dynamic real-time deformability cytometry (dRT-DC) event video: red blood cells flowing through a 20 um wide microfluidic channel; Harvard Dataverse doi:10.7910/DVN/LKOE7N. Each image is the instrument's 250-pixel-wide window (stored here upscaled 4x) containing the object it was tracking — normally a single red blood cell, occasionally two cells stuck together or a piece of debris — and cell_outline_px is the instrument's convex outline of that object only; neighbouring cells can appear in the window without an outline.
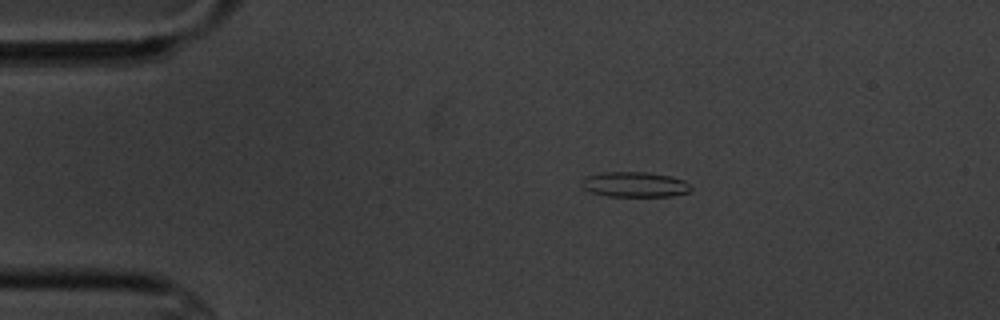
{"species": "common noctule bat (a hibernating species)", "species_latin": "Nyctalus noctula", "temperature_condition": "cold", "stored_images_in_passage": 5, "camera_frame_rate_fps": 3000, "um_per_image_px": 0.085, "animal": {"sex": "male", "body_mass_g": 20.1, "forearm_length_mm": 53.5}, "frame": {"image": 1, "passage_image": 1, "time_ms": 0.0, "image_size_px": [1000, 320], "cell_outline_px": [[692, 188], [688, 192], [672, 196], [608, 196], [592, 192], [584, 188], [580, 184], [580, 180], [584, 176], [604, 172], [648, 172], [672, 176], [684, 180]], "centroid_in_image_um": [53.93, 15.67], "position_along_channel_um": 31.1, "area_um2": 16.13}}
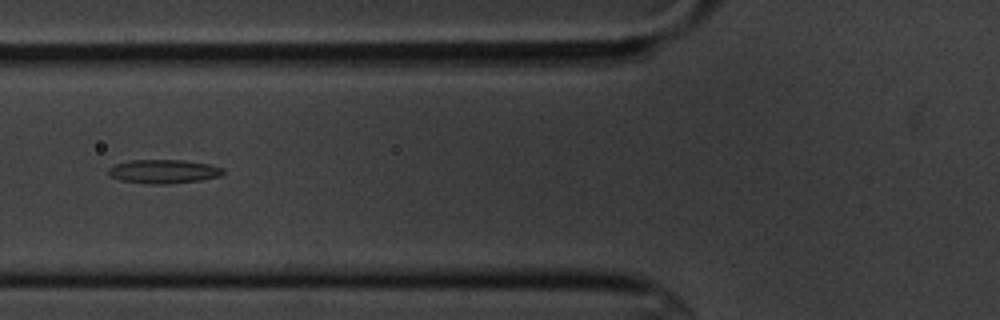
{"frame": {"image": 2, "passage_image": 4, "time_ms": 3.667, "image_size_px": [1000, 320], "cell_outline_px": [[224, 172], [220, 176], [200, 180], [168, 184], [152, 184], [120, 180], [112, 176], [108, 172], [108, 168], [112, 164], [128, 160], [184, 160], [208, 164], [224, 168]], "centroid_in_image_um": [13.89, 14.56], "position_along_channel_um": 111.9, "area_um2": 15.95}}
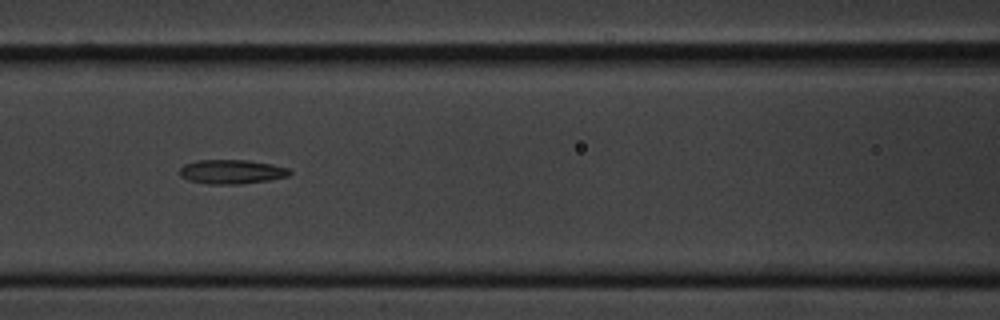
{"frame": {"image": 3, "passage_image": 5, "time_ms": 4.667, "image_size_px": [1000, 320], "cell_outline_px": [[292, 172], [288, 176], [268, 180], [240, 184], [208, 184], [188, 180], [180, 176], [180, 168], [184, 164], [196, 160], [248, 160], [272, 164], [288, 168]], "centroid_in_image_um": [19.67, 14.59], "position_along_channel_um": 146.9, "area_um2": 15.55}}